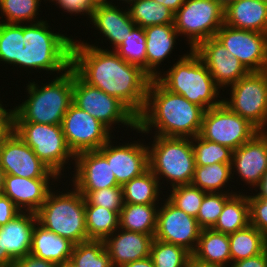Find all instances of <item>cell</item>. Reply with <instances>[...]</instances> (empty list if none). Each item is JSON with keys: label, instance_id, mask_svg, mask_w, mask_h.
I'll return each instance as SVG.
<instances>
[{"label": "cell", "instance_id": "obj_1", "mask_svg": "<svg viewBox=\"0 0 267 267\" xmlns=\"http://www.w3.org/2000/svg\"><path fill=\"white\" fill-rule=\"evenodd\" d=\"M91 43L73 40L71 68L87 84L116 97L138 118L146 105L151 78L114 50Z\"/></svg>", "mask_w": 267, "mask_h": 267}, {"label": "cell", "instance_id": "obj_2", "mask_svg": "<svg viewBox=\"0 0 267 267\" xmlns=\"http://www.w3.org/2000/svg\"><path fill=\"white\" fill-rule=\"evenodd\" d=\"M48 22L46 19L27 24L0 22V63L30 70L28 74L46 71L55 74L54 77L70 69L75 37L60 30L55 33Z\"/></svg>", "mask_w": 267, "mask_h": 267}, {"label": "cell", "instance_id": "obj_3", "mask_svg": "<svg viewBox=\"0 0 267 267\" xmlns=\"http://www.w3.org/2000/svg\"><path fill=\"white\" fill-rule=\"evenodd\" d=\"M203 114L200 106L165 89L156 79H151L146 105L137 118L135 131L145 136L193 138L200 134Z\"/></svg>", "mask_w": 267, "mask_h": 267}, {"label": "cell", "instance_id": "obj_4", "mask_svg": "<svg viewBox=\"0 0 267 267\" xmlns=\"http://www.w3.org/2000/svg\"><path fill=\"white\" fill-rule=\"evenodd\" d=\"M38 84L28 80V96L18 106H13V122H34L61 125L69 106L73 103V69Z\"/></svg>", "mask_w": 267, "mask_h": 267}, {"label": "cell", "instance_id": "obj_5", "mask_svg": "<svg viewBox=\"0 0 267 267\" xmlns=\"http://www.w3.org/2000/svg\"><path fill=\"white\" fill-rule=\"evenodd\" d=\"M188 51L178 55L177 61L155 79L165 89L182 95L204 111L219 106L223 103L221 88L216 84L200 57L193 50Z\"/></svg>", "mask_w": 267, "mask_h": 267}, {"label": "cell", "instance_id": "obj_6", "mask_svg": "<svg viewBox=\"0 0 267 267\" xmlns=\"http://www.w3.org/2000/svg\"><path fill=\"white\" fill-rule=\"evenodd\" d=\"M72 188L49 191L45 202L37 210V223L56 235L70 240L74 244L88 240L85 222V198L73 186ZM56 186V187H55ZM55 190V191H54Z\"/></svg>", "mask_w": 267, "mask_h": 267}, {"label": "cell", "instance_id": "obj_7", "mask_svg": "<svg viewBox=\"0 0 267 267\" xmlns=\"http://www.w3.org/2000/svg\"><path fill=\"white\" fill-rule=\"evenodd\" d=\"M151 138H153L152 143H147L149 169L159 180L161 188H166L162 187L164 183L170 184L168 186L170 188L191 184L195 171L191 138L166 136H151Z\"/></svg>", "mask_w": 267, "mask_h": 267}, {"label": "cell", "instance_id": "obj_8", "mask_svg": "<svg viewBox=\"0 0 267 267\" xmlns=\"http://www.w3.org/2000/svg\"><path fill=\"white\" fill-rule=\"evenodd\" d=\"M13 130L61 180L65 177L64 171L71 169L65 166L74 165L75 155L66 142L61 125L13 122Z\"/></svg>", "mask_w": 267, "mask_h": 267}, {"label": "cell", "instance_id": "obj_9", "mask_svg": "<svg viewBox=\"0 0 267 267\" xmlns=\"http://www.w3.org/2000/svg\"><path fill=\"white\" fill-rule=\"evenodd\" d=\"M73 104L99 120L111 132L114 127L137 129V117L116 97L84 82L73 70ZM124 125V126H123Z\"/></svg>", "mask_w": 267, "mask_h": 267}, {"label": "cell", "instance_id": "obj_10", "mask_svg": "<svg viewBox=\"0 0 267 267\" xmlns=\"http://www.w3.org/2000/svg\"><path fill=\"white\" fill-rule=\"evenodd\" d=\"M223 24L224 8L214 0H185L174 14V27L179 36L187 37L189 50L215 37Z\"/></svg>", "mask_w": 267, "mask_h": 267}, {"label": "cell", "instance_id": "obj_11", "mask_svg": "<svg viewBox=\"0 0 267 267\" xmlns=\"http://www.w3.org/2000/svg\"><path fill=\"white\" fill-rule=\"evenodd\" d=\"M229 87L230 97H223V104L259 131H267V70L249 72Z\"/></svg>", "mask_w": 267, "mask_h": 267}, {"label": "cell", "instance_id": "obj_12", "mask_svg": "<svg viewBox=\"0 0 267 267\" xmlns=\"http://www.w3.org/2000/svg\"><path fill=\"white\" fill-rule=\"evenodd\" d=\"M260 132L248 120L221 103L204 111L200 136L234 150Z\"/></svg>", "mask_w": 267, "mask_h": 267}, {"label": "cell", "instance_id": "obj_13", "mask_svg": "<svg viewBox=\"0 0 267 267\" xmlns=\"http://www.w3.org/2000/svg\"><path fill=\"white\" fill-rule=\"evenodd\" d=\"M61 126L66 142L75 156L81 152L98 150L114 133L73 103L64 115Z\"/></svg>", "mask_w": 267, "mask_h": 267}, {"label": "cell", "instance_id": "obj_14", "mask_svg": "<svg viewBox=\"0 0 267 267\" xmlns=\"http://www.w3.org/2000/svg\"><path fill=\"white\" fill-rule=\"evenodd\" d=\"M163 199L157 211L154 239L181 246L192 254L201 232L197 219Z\"/></svg>", "mask_w": 267, "mask_h": 267}, {"label": "cell", "instance_id": "obj_15", "mask_svg": "<svg viewBox=\"0 0 267 267\" xmlns=\"http://www.w3.org/2000/svg\"><path fill=\"white\" fill-rule=\"evenodd\" d=\"M215 38L238 58L249 72L267 70V34L223 24Z\"/></svg>", "mask_w": 267, "mask_h": 267}, {"label": "cell", "instance_id": "obj_16", "mask_svg": "<svg viewBox=\"0 0 267 267\" xmlns=\"http://www.w3.org/2000/svg\"><path fill=\"white\" fill-rule=\"evenodd\" d=\"M111 137L98 150L106 157L117 183L123 186L133 178L141 176L149 169L148 147L143 141L133 140L117 143ZM116 143V144H115Z\"/></svg>", "mask_w": 267, "mask_h": 267}, {"label": "cell", "instance_id": "obj_17", "mask_svg": "<svg viewBox=\"0 0 267 267\" xmlns=\"http://www.w3.org/2000/svg\"><path fill=\"white\" fill-rule=\"evenodd\" d=\"M0 165L6 175L23 178H59L14 130L0 148Z\"/></svg>", "mask_w": 267, "mask_h": 267}, {"label": "cell", "instance_id": "obj_18", "mask_svg": "<svg viewBox=\"0 0 267 267\" xmlns=\"http://www.w3.org/2000/svg\"><path fill=\"white\" fill-rule=\"evenodd\" d=\"M232 180L240 178L253 192L267 172V131L258 132L232 153ZM236 174L237 177H234Z\"/></svg>", "mask_w": 267, "mask_h": 267}, {"label": "cell", "instance_id": "obj_19", "mask_svg": "<svg viewBox=\"0 0 267 267\" xmlns=\"http://www.w3.org/2000/svg\"><path fill=\"white\" fill-rule=\"evenodd\" d=\"M193 51L203 61L222 91L249 73L240 60L215 37L200 42Z\"/></svg>", "mask_w": 267, "mask_h": 267}, {"label": "cell", "instance_id": "obj_20", "mask_svg": "<svg viewBox=\"0 0 267 267\" xmlns=\"http://www.w3.org/2000/svg\"><path fill=\"white\" fill-rule=\"evenodd\" d=\"M73 167L69 183L84 197L91 191L120 186L106 157L99 150L77 154Z\"/></svg>", "mask_w": 267, "mask_h": 267}, {"label": "cell", "instance_id": "obj_21", "mask_svg": "<svg viewBox=\"0 0 267 267\" xmlns=\"http://www.w3.org/2000/svg\"><path fill=\"white\" fill-rule=\"evenodd\" d=\"M55 181L60 183L61 180L60 178H23L6 175L2 194L9 197L21 212L36 213L53 188L51 185H60Z\"/></svg>", "mask_w": 267, "mask_h": 267}, {"label": "cell", "instance_id": "obj_22", "mask_svg": "<svg viewBox=\"0 0 267 267\" xmlns=\"http://www.w3.org/2000/svg\"><path fill=\"white\" fill-rule=\"evenodd\" d=\"M117 3L96 6L91 16L90 24L101 34L105 43L109 45L106 50H115L123 41L125 35H129L136 25L131 19L128 7H121ZM124 8V9H123ZM110 48V49H109Z\"/></svg>", "mask_w": 267, "mask_h": 267}, {"label": "cell", "instance_id": "obj_23", "mask_svg": "<svg viewBox=\"0 0 267 267\" xmlns=\"http://www.w3.org/2000/svg\"><path fill=\"white\" fill-rule=\"evenodd\" d=\"M153 239L154 235L118 228L103 242L112 267H121L126 263L150 256Z\"/></svg>", "mask_w": 267, "mask_h": 267}, {"label": "cell", "instance_id": "obj_24", "mask_svg": "<svg viewBox=\"0 0 267 267\" xmlns=\"http://www.w3.org/2000/svg\"><path fill=\"white\" fill-rule=\"evenodd\" d=\"M36 223V213L20 212L5 225L0 226V248L13 261L30 254Z\"/></svg>", "mask_w": 267, "mask_h": 267}, {"label": "cell", "instance_id": "obj_25", "mask_svg": "<svg viewBox=\"0 0 267 267\" xmlns=\"http://www.w3.org/2000/svg\"><path fill=\"white\" fill-rule=\"evenodd\" d=\"M146 35V74L155 79L159 76L164 60L169 59L177 49L175 46L179 34L174 24L152 25L144 28ZM175 47V48H174Z\"/></svg>", "mask_w": 267, "mask_h": 267}, {"label": "cell", "instance_id": "obj_26", "mask_svg": "<svg viewBox=\"0 0 267 267\" xmlns=\"http://www.w3.org/2000/svg\"><path fill=\"white\" fill-rule=\"evenodd\" d=\"M224 24L267 34V3L259 0H236L224 9Z\"/></svg>", "mask_w": 267, "mask_h": 267}, {"label": "cell", "instance_id": "obj_27", "mask_svg": "<svg viewBox=\"0 0 267 267\" xmlns=\"http://www.w3.org/2000/svg\"><path fill=\"white\" fill-rule=\"evenodd\" d=\"M74 243L56 235L36 223L32 235L31 254L40 259L58 264L60 267L70 260Z\"/></svg>", "mask_w": 267, "mask_h": 267}, {"label": "cell", "instance_id": "obj_28", "mask_svg": "<svg viewBox=\"0 0 267 267\" xmlns=\"http://www.w3.org/2000/svg\"><path fill=\"white\" fill-rule=\"evenodd\" d=\"M192 257L204 263L229 267L231 255L228 234L213 229H201Z\"/></svg>", "mask_w": 267, "mask_h": 267}, {"label": "cell", "instance_id": "obj_29", "mask_svg": "<svg viewBox=\"0 0 267 267\" xmlns=\"http://www.w3.org/2000/svg\"><path fill=\"white\" fill-rule=\"evenodd\" d=\"M241 190L233 194L226 202L218 221L212 228L217 232L231 234L250 224L248 195Z\"/></svg>", "mask_w": 267, "mask_h": 267}, {"label": "cell", "instance_id": "obj_30", "mask_svg": "<svg viewBox=\"0 0 267 267\" xmlns=\"http://www.w3.org/2000/svg\"><path fill=\"white\" fill-rule=\"evenodd\" d=\"M232 181L231 163H214L205 166H195L191 184L206 193H237L229 183ZM229 185V186H228ZM227 187L228 190H227ZM225 188V189H223ZM231 190V191H230Z\"/></svg>", "mask_w": 267, "mask_h": 267}, {"label": "cell", "instance_id": "obj_31", "mask_svg": "<svg viewBox=\"0 0 267 267\" xmlns=\"http://www.w3.org/2000/svg\"><path fill=\"white\" fill-rule=\"evenodd\" d=\"M159 204L124 203L119 213V228L154 235Z\"/></svg>", "mask_w": 267, "mask_h": 267}, {"label": "cell", "instance_id": "obj_32", "mask_svg": "<svg viewBox=\"0 0 267 267\" xmlns=\"http://www.w3.org/2000/svg\"><path fill=\"white\" fill-rule=\"evenodd\" d=\"M122 189L123 201L129 204H160L161 194L164 196L159 180L150 169L125 183Z\"/></svg>", "mask_w": 267, "mask_h": 267}, {"label": "cell", "instance_id": "obj_33", "mask_svg": "<svg viewBox=\"0 0 267 267\" xmlns=\"http://www.w3.org/2000/svg\"><path fill=\"white\" fill-rule=\"evenodd\" d=\"M228 237L231 263L254 257L267 248V237L251 224Z\"/></svg>", "mask_w": 267, "mask_h": 267}, {"label": "cell", "instance_id": "obj_34", "mask_svg": "<svg viewBox=\"0 0 267 267\" xmlns=\"http://www.w3.org/2000/svg\"><path fill=\"white\" fill-rule=\"evenodd\" d=\"M85 222L88 240L104 241L119 228V214L85 200Z\"/></svg>", "mask_w": 267, "mask_h": 267}, {"label": "cell", "instance_id": "obj_35", "mask_svg": "<svg viewBox=\"0 0 267 267\" xmlns=\"http://www.w3.org/2000/svg\"><path fill=\"white\" fill-rule=\"evenodd\" d=\"M131 19L142 28L174 24V12L155 0H137L128 7Z\"/></svg>", "mask_w": 267, "mask_h": 267}, {"label": "cell", "instance_id": "obj_36", "mask_svg": "<svg viewBox=\"0 0 267 267\" xmlns=\"http://www.w3.org/2000/svg\"><path fill=\"white\" fill-rule=\"evenodd\" d=\"M42 0H0V22L8 24H27L42 21L38 19Z\"/></svg>", "mask_w": 267, "mask_h": 267}, {"label": "cell", "instance_id": "obj_37", "mask_svg": "<svg viewBox=\"0 0 267 267\" xmlns=\"http://www.w3.org/2000/svg\"><path fill=\"white\" fill-rule=\"evenodd\" d=\"M70 261L77 267H112L101 240H87L74 245Z\"/></svg>", "mask_w": 267, "mask_h": 267}, {"label": "cell", "instance_id": "obj_38", "mask_svg": "<svg viewBox=\"0 0 267 267\" xmlns=\"http://www.w3.org/2000/svg\"><path fill=\"white\" fill-rule=\"evenodd\" d=\"M128 63L140 66L146 73V35L144 28L135 25L129 35L114 50Z\"/></svg>", "mask_w": 267, "mask_h": 267}, {"label": "cell", "instance_id": "obj_39", "mask_svg": "<svg viewBox=\"0 0 267 267\" xmlns=\"http://www.w3.org/2000/svg\"><path fill=\"white\" fill-rule=\"evenodd\" d=\"M195 155V166H205L214 163H232V153L229 147L203 139L200 135L191 138Z\"/></svg>", "mask_w": 267, "mask_h": 267}, {"label": "cell", "instance_id": "obj_40", "mask_svg": "<svg viewBox=\"0 0 267 267\" xmlns=\"http://www.w3.org/2000/svg\"><path fill=\"white\" fill-rule=\"evenodd\" d=\"M192 254L181 246L153 239L150 257L155 267H186Z\"/></svg>", "mask_w": 267, "mask_h": 267}, {"label": "cell", "instance_id": "obj_41", "mask_svg": "<svg viewBox=\"0 0 267 267\" xmlns=\"http://www.w3.org/2000/svg\"><path fill=\"white\" fill-rule=\"evenodd\" d=\"M165 197L178 209L186 214L197 217L206 192L192 184L177 185L172 187Z\"/></svg>", "mask_w": 267, "mask_h": 267}, {"label": "cell", "instance_id": "obj_42", "mask_svg": "<svg viewBox=\"0 0 267 267\" xmlns=\"http://www.w3.org/2000/svg\"><path fill=\"white\" fill-rule=\"evenodd\" d=\"M235 193H206L197 214L201 229H212L218 221L225 202Z\"/></svg>", "mask_w": 267, "mask_h": 267}, {"label": "cell", "instance_id": "obj_43", "mask_svg": "<svg viewBox=\"0 0 267 267\" xmlns=\"http://www.w3.org/2000/svg\"><path fill=\"white\" fill-rule=\"evenodd\" d=\"M84 198L90 205L105 207L118 214L124 205L122 186H112L101 190L91 191Z\"/></svg>", "mask_w": 267, "mask_h": 267}, {"label": "cell", "instance_id": "obj_44", "mask_svg": "<svg viewBox=\"0 0 267 267\" xmlns=\"http://www.w3.org/2000/svg\"><path fill=\"white\" fill-rule=\"evenodd\" d=\"M251 194V195H250ZM250 224L267 237V197L248 194Z\"/></svg>", "mask_w": 267, "mask_h": 267}, {"label": "cell", "instance_id": "obj_45", "mask_svg": "<svg viewBox=\"0 0 267 267\" xmlns=\"http://www.w3.org/2000/svg\"><path fill=\"white\" fill-rule=\"evenodd\" d=\"M50 3H54L52 5L59 7V9L63 10L62 12L70 14V16H87V20H91V16L93 11L95 10V6L90 0H49ZM80 14V15H79ZM90 18V19H89Z\"/></svg>", "mask_w": 267, "mask_h": 267}, {"label": "cell", "instance_id": "obj_46", "mask_svg": "<svg viewBox=\"0 0 267 267\" xmlns=\"http://www.w3.org/2000/svg\"><path fill=\"white\" fill-rule=\"evenodd\" d=\"M20 212L21 211L9 197L3 194L0 195V226L5 225Z\"/></svg>", "mask_w": 267, "mask_h": 267}, {"label": "cell", "instance_id": "obj_47", "mask_svg": "<svg viewBox=\"0 0 267 267\" xmlns=\"http://www.w3.org/2000/svg\"><path fill=\"white\" fill-rule=\"evenodd\" d=\"M12 267H60L58 264L40 259L31 253L14 261Z\"/></svg>", "mask_w": 267, "mask_h": 267}, {"label": "cell", "instance_id": "obj_48", "mask_svg": "<svg viewBox=\"0 0 267 267\" xmlns=\"http://www.w3.org/2000/svg\"><path fill=\"white\" fill-rule=\"evenodd\" d=\"M229 267H267V248L254 257L232 262Z\"/></svg>", "mask_w": 267, "mask_h": 267}, {"label": "cell", "instance_id": "obj_49", "mask_svg": "<svg viewBox=\"0 0 267 267\" xmlns=\"http://www.w3.org/2000/svg\"><path fill=\"white\" fill-rule=\"evenodd\" d=\"M13 108L6 109L0 100V124H13Z\"/></svg>", "mask_w": 267, "mask_h": 267}, {"label": "cell", "instance_id": "obj_50", "mask_svg": "<svg viewBox=\"0 0 267 267\" xmlns=\"http://www.w3.org/2000/svg\"><path fill=\"white\" fill-rule=\"evenodd\" d=\"M155 1L158 4H163L174 13L185 3V0H155Z\"/></svg>", "mask_w": 267, "mask_h": 267}, {"label": "cell", "instance_id": "obj_51", "mask_svg": "<svg viewBox=\"0 0 267 267\" xmlns=\"http://www.w3.org/2000/svg\"><path fill=\"white\" fill-rule=\"evenodd\" d=\"M121 267H155V266L153 264L151 257L148 256L147 258L141 260H136L133 262L126 263Z\"/></svg>", "mask_w": 267, "mask_h": 267}, {"label": "cell", "instance_id": "obj_52", "mask_svg": "<svg viewBox=\"0 0 267 267\" xmlns=\"http://www.w3.org/2000/svg\"><path fill=\"white\" fill-rule=\"evenodd\" d=\"M13 131V124H0V148L4 140L11 134Z\"/></svg>", "mask_w": 267, "mask_h": 267}, {"label": "cell", "instance_id": "obj_53", "mask_svg": "<svg viewBox=\"0 0 267 267\" xmlns=\"http://www.w3.org/2000/svg\"><path fill=\"white\" fill-rule=\"evenodd\" d=\"M253 190L256 191L254 193L258 197H267V172L265 173V176L263 177L261 183Z\"/></svg>", "mask_w": 267, "mask_h": 267}, {"label": "cell", "instance_id": "obj_54", "mask_svg": "<svg viewBox=\"0 0 267 267\" xmlns=\"http://www.w3.org/2000/svg\"><path fill=\"white\" fill-rule=\"evenodd\" d=\"M186 267H226V266L204 263V262L198 261L197 259L191 256L190 259L188 260Z\"/></svg>", "mask_w": 267, "mask_h": 267}, {"label": "cell", "instance_id": "obj_55", "mask_svg": "<svg viewBox=\"0 0 267 267\" xmlns=\"http://www.w3.org/2000/svg\"><path fill=\"white\" fill-rule=\"evenodd\" d=\"M13 263L14 261L0 248V267H12Z\"/></svg>", "mask_w": 267, "mask_h": 267}, {"label": "cell", "instance_id": "obj_56", "mask_svg": "<svg viewBox=\"0 0 267 267\" xmlns=\"http://www.w3.org/2000/svg\"><path fill=\"white\" fill-rule=\"evenodd\" d=\"M6 173L0 165V195L3 193Z\"/></svg>", "mask_w": 267, "mask_h": 267}, {"label": "cell", "instance_id": "obj_57", "mask_svg": "<svg viewBox=\"0 0 267 267\" xmlns=\"http://www.w3.org/2000/svg\"><path fill=\"white\" fill-rule=\"evenodd\" d=\"M93 5L96 6H101V5H109L112 4V0H90Z\"/></svg>", "mask_w": 267, "mask_h": 267}, {"label": "cell", "instance_id": "obj_58", "mask_svg": "<svg viewBox=\"0 0 267 267\" xmlns=\"http://www.w3.org/2000/svg\"><path fill=\"white\" fill-rule=\"evenodd\" d=\"M218 2L224 9L231 4L232 2H235L236 0H214Z\"/></svg>", "mask_w": 267, "mask_h": 267}, {"label": "cell", "instance_id": "obj_59", "mask_svg": "<svg viewBox=\"0 0 267 267\" xmlns=\"http://www.w3.org/2000/svg\"><path fill=\"white\" fill-rule=\"evenodd\" d=\"M117 1H120L121 2V3L119 2L118 5L119 4L120 5L124 4L125 6L129 7L132 3H134L137 0H117ZM113 2H115V0H112V4H113Z\"/></svg>", "mask_w": 267, "mask_h": 267}, {"label": "cell", "instance_id": "obj_60", "mask_svg": "<svg viewBox=\"0 0 267 267\" xmlns=\"http://www.w3.org/2000/svg\"><path fill=\"white\" fill-rule=\"evenodd\" d=\"M61 267H77L70 260L66 261Z\"/></svg>", "mask_w": 267, "mask_h": 267}]
</instances>
